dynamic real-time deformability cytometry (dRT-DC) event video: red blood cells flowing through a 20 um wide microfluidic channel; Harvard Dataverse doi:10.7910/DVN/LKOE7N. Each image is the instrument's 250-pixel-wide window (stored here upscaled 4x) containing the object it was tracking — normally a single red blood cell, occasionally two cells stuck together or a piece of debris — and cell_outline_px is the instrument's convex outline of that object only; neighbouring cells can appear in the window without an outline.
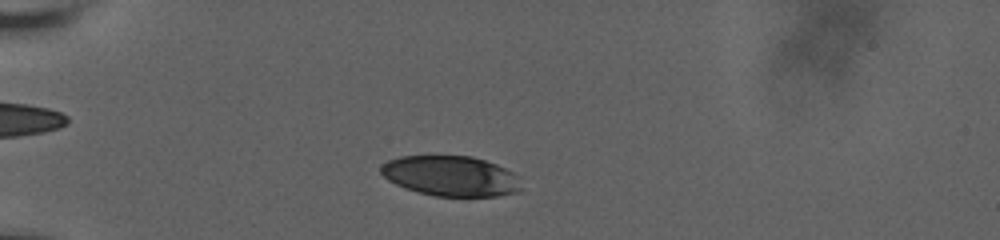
{"species": "human", "species_latin": "Homo sapiens", "temperature_condition": "room temperature", "stored_images_in_passage": 42, "camera_frame_rate_fps": 3000, "um_per_image_px": 0.085, "donor": {"sex": "male"}, "frame": {"image": 1, "passage_image": 7, "time_ms": 2.0, "image_size_px": [1000, 240], "cell_outline_px": [[520, 188], [516, 192], [496, 196], [436, 196], [416, 192], [404, 188], [388, 180], [380, 172], [380, 168], [388, 160], [400, 156], [472, 156], [496, 164], [520, 176]], "centroid_in_image_um": [38.31, 14.96], "position_along_channel_um": 46.7, "area_um2": 32.89}}
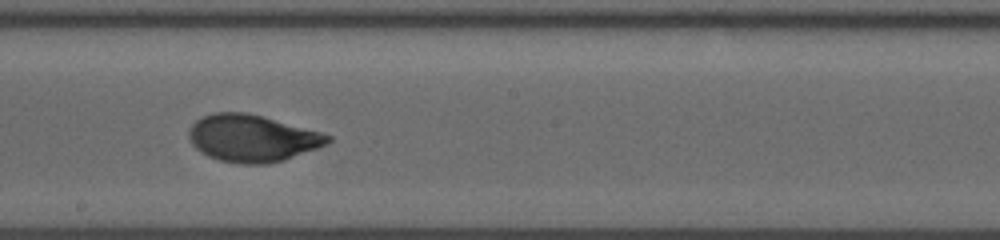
{"frame": {"image": 2, "passage_image": 25, "time_ms": 8.0, "image_size_px": [1000, 240], "cell_outline_px": [[332, 140], [328, 144], [284, 160], [268, 164], [240, 164], [220, 160], [208, 156], [200, 152], [192, 144], [188, 136], [188, 132], [192, 124], [196, 120], [212, 112], [248, 112], [320, 132], [332, 136]], "centroid_in_image_um": [21.42, 11.75], "position_along_channel_um": 226.8, "area_um2": 38.09}}
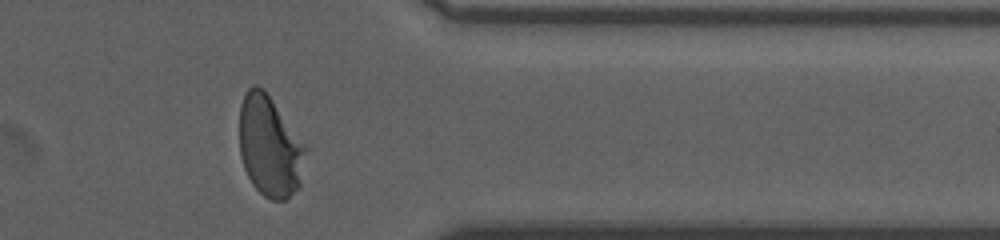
{"frame": {"image": 3, "passage_image": 39, "time_ms": 12.667, "image_size_px": [1000, 240], "cell_outline_px": [[308, 148], [300, 188], [284, 200], [272, 200], [264, 196], [252, 184], [244, 168], [240, 156], [240, 104], [248, 88], [256, 84], [264, 88]], "centroid_in_image_um": [22.95, 12.45], "position_along_channel_um": 388.5, "area_um2": 39.25}, "authors_computed_cell_mechanics": {"area_um2": 37.3966, "velocity_mm_per_s": 3.6338, "shape_relaxation_time_tau1_ms": 3.7304, "shape_relaxation_time_tau2_ms": null, "deformation_change_tau1": 0.1929, "deformation_change_tau2": null}}